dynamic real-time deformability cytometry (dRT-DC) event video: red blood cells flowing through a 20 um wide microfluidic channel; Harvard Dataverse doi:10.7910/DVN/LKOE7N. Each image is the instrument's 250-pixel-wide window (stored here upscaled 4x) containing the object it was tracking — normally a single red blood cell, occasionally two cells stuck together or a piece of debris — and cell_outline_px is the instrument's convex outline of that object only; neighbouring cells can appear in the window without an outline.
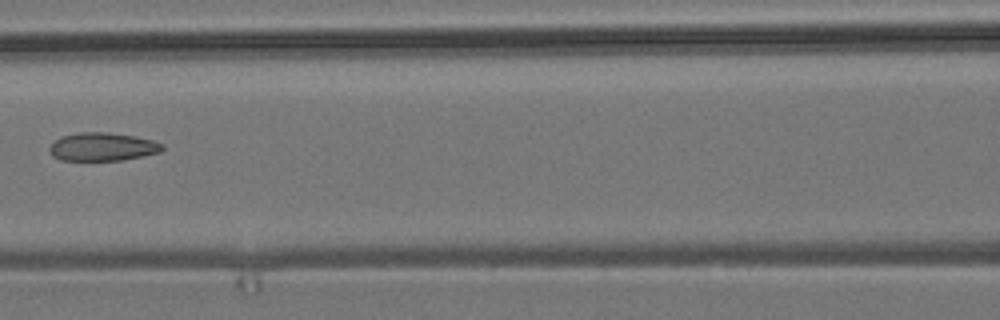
{"species": "common noctule bat (a hibernating species)", "species_latin": "Nyctalus noctula", "temperature_condition": "room temperature", "stored_images_in_passage": 8, "camera_frame_rate_fps": 3000, "um_per_image_px": 0.085, "animal": {"sex": "male", "body_mass_g": 19.2, "forearm_length_mm": 51.8}, "frame": {"image": 1, "passage_image": 7, "time_ms": 7.0, "image_size_px": [1000, 320], "cell_outline_px": [[164, 148], [160, 152], [144, 156], [124, 160], [60, 160], [52, 156], [48, 148], [60, 136], [80, 132], [108, 132], [136, 136], [152, 140], [164, 144]], "centroid_in_image_um": [8.73, 12.47], "position_along_channel_um": 157.9, "area_um2": 18.73}}
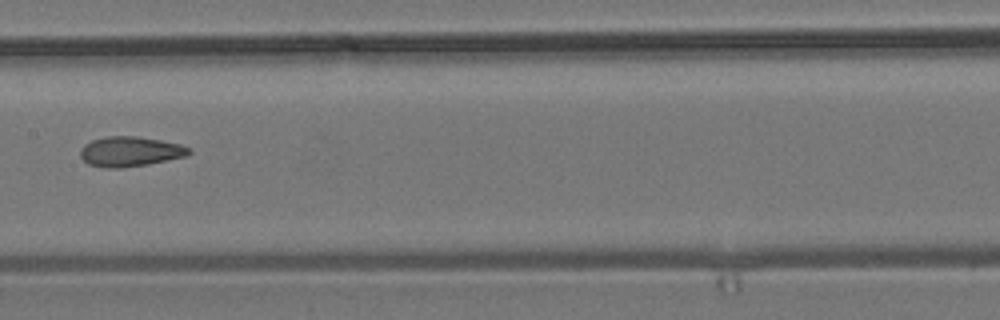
{"frame": {"image": 2, "passage_image": 8, "time_ms": 8.0, "image_size_px": [1000, 320], "cell_outline_px": [[192, 152], [184, 156], [148, 164], [120, 168], [104, 168], [88, 164], [80, 156], [80, 148], [84, 144], [92, 140], [104, 136], [136, 136], [160, 140], [180, 144], [192, 148]], "centroid_in_image_um": [11.03, 12.87], "position_along_channel_um": 196.4, "area_um2": 19.02}}